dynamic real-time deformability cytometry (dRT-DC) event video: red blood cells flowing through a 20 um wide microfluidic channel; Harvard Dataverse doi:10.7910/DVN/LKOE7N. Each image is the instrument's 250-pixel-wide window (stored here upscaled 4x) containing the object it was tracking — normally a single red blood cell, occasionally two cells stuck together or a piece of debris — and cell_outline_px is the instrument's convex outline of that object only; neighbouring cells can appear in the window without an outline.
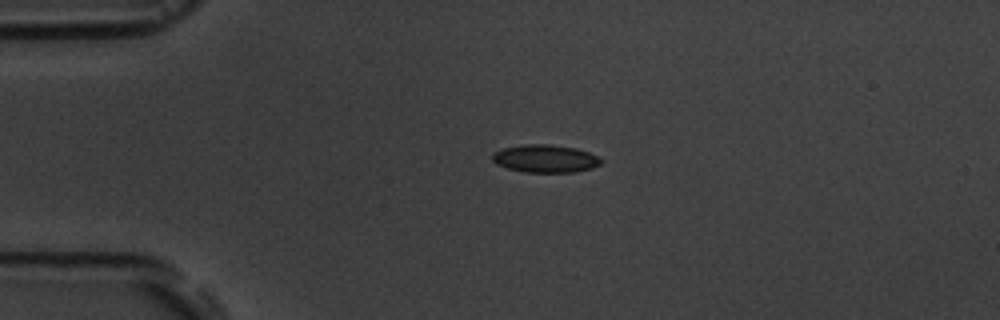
{"species": "common noctule bat (a hibernating species)", "species_latin": "Nyctalus noctula", "temperature_condition": "room temperature", "stored_images_in_passage": 5, "camera_frame_rate_fps": 3000, "um_per_image_px": 0.085, "animal": {"sex": "male", "body_mass_g": 19.5, "forearm_length_mm": 54.6}, "frame": {"image": 1, "passage_image": 5, "time_ms": 4.667, "image_size_px": [1000, 320], "cell_outline_px": [[604, 160], [600, 164], [592, 168], [572, 172], [524, 172], [508, 168], [496, 164], [492, 160], [492, 152], [504, 148], [524, 144], [548, 144], [576, 148], [600, 156]], "centroid_in_image_um": [46.36, 13.48], "position_along_channel_um": 38.6, "area_um2": 17.69}}